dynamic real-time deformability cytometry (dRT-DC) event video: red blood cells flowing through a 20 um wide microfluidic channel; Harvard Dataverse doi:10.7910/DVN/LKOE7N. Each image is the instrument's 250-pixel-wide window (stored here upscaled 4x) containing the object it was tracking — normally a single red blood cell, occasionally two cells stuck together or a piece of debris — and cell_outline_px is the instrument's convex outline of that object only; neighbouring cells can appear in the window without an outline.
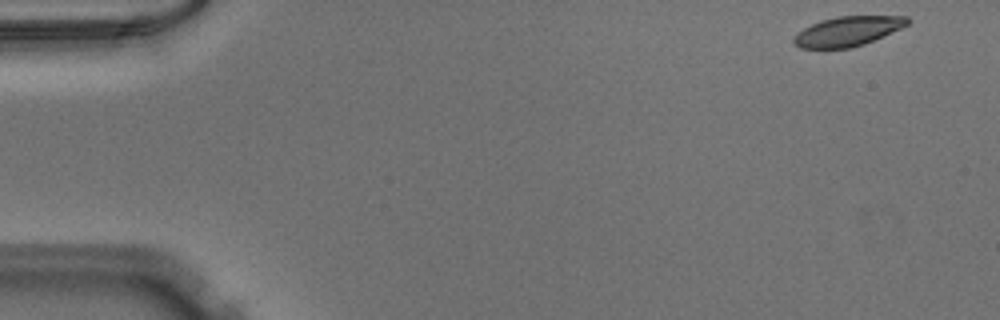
{"species": "Egyptian fruit bat (a non-hibernating species)", "species_latin": "Rousettus aegyptiacus", "temperature_condition": "warm", "stored_images_in_passage": 50, "camera_frame_rate_fps": 3000, "um_per_image_px": 0.085, "animal": {"sex": "male"}, "frame": {"image": 1, "passage_image": 1, "time_ms": 0.0, "image_size_px": [1000, 320], "cell_outline_px": [[912, 20], [908, 24], [900, 28], [864, 44], [848, 48], [800, 48], [792, 40], [804, 28], [820, 20], [836, 16], [908, 16]], "centroid_in_image_um": [72.08, 2.64], "position_along_channel_um": 12.9, "area_um2": 19.36}}
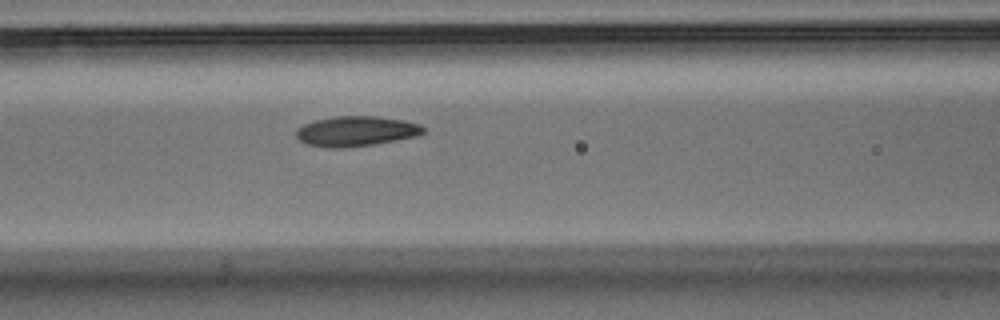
{"frame": {"image": 2, "passage_image": 20, "time_ms": 6.333, "image_size_px": [1000, 320], "cell_outline_px": [[424, 132], [416, 136], [372, 144], [348, 148], [328, 148], [308, 144], [300, 140], [296, 136], [296, 128], [304, 124], [316, 120], [336, 116], [376, 116], [404, 120], [420, 124], [424, 128]], "centroid_in_image_um": [30.25, 11.15], "position_along_channel_um": 136.4, "area_um2": 22.2}}
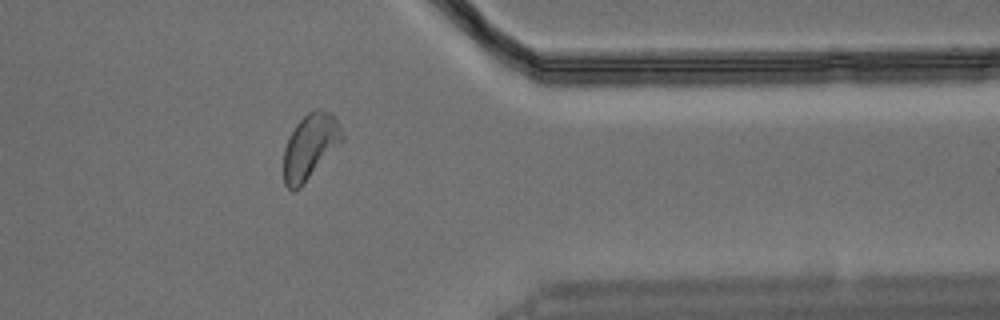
{"frame": {"image": 3, "passage_image": 40, "time_ms": 13.0, "image_size_px": [1000, 320], "cell_outline_px": [[344, 140], [300, 188], [292, 192], [284, 184], [284, 148], [288, 136], [296, 124], [308, 112], [316, 108], [320, 108], [328, 112], [336, 120], [344, 136]], "centroid_in_image_um": [26.34, 12.47], "position_along_channel_um": 385.1, "area_um2": 22.2}}